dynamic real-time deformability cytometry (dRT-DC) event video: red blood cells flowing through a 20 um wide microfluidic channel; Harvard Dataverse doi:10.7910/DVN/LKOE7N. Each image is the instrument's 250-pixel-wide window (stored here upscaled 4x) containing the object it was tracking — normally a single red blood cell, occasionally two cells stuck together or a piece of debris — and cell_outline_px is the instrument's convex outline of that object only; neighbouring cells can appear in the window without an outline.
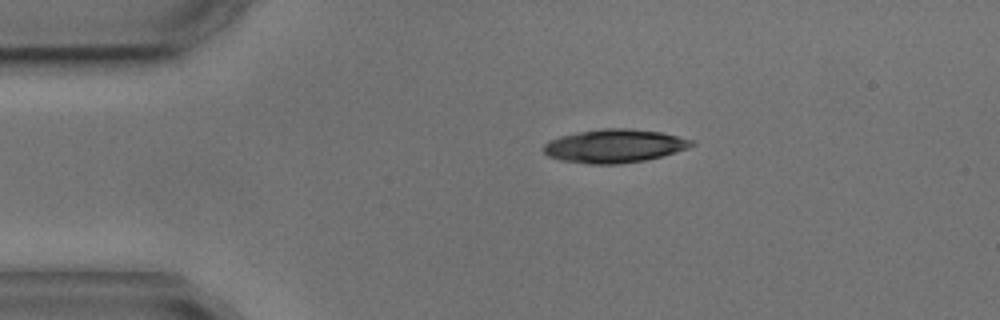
{"species": "common noctule bat (a hibernating species)", "species_latin": "Nyctalus noctula", "temperature_condition": "cold", "stored_images_in_passage": 3, "camera_frame_rate_fps": 3000, "um_per_image_px": 0.085, "animal": {"sex": "male", "body_mass_g": 17.9, "forearm_length_mm": 54.2}, "frame": {"image": 1, "passage_image": 1, "time_ms": 0.0, "image_size_px": [1000, 320], "cell_outline_px": [[696, 144], [688, 148], [676, 152], [644, 160], [620, 164], [588, 164], [560, 160], [548, 156], [544, 152], [544, 144], [548, 140], [560, 136], [580, 132], [604, 128], [628, 128], [660, 132], [696, 140]], "centroid_in_image_um": [52.24, 12.41], "position_along_channel_um": 32.8, "area_um2": 28.84}}